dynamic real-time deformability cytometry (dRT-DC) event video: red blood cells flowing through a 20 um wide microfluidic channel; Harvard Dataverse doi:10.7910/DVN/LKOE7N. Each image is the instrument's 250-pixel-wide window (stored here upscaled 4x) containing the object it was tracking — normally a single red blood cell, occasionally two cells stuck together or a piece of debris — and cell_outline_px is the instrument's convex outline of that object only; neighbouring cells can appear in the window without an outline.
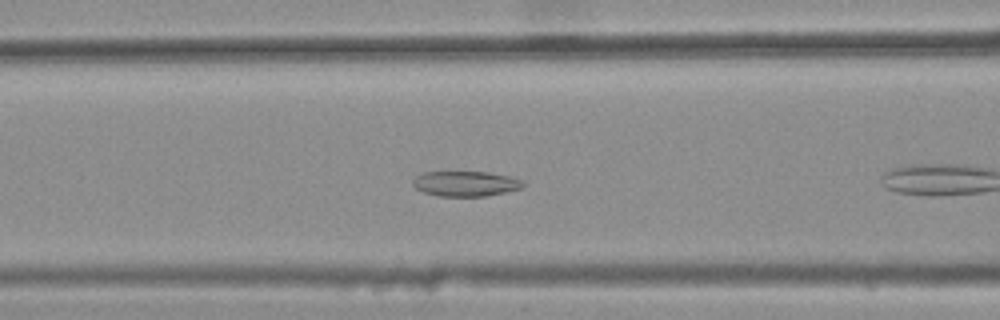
{"species": "common noctule bat (a hibernating species)", "species_latin": "Nyctalus noctula", "temperature_condition": "warm", "stored_images_in_passage": 11, "camera_frame_rate_fps": 3000, "um_per_image_px": 0.085, "animal": {"sex": "female", "body_mass_g": 25.1}, "frame": {"image": 1, "passage_image": 7, "time_ms": 2.0, "image_size_px": [1000, 320], "cell_outline_px": [[528, 184], [524, 188], [488, 196], [440, 196], [424, 192], [416, 188], [412, 184], [412, 180], [416, 176], [424, 172], [488, 172], [508, 176], [524, 180]], "centroid_in_image_um": [39.64, 15.61], "position_along_channel_um": 127.0, "area_um2": 16.36}}
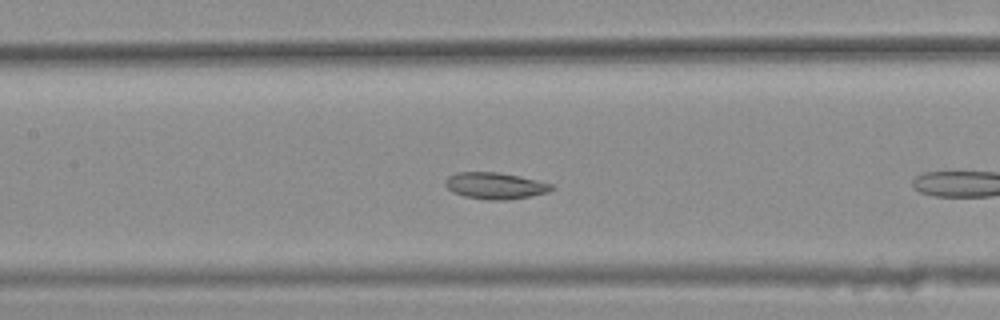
{"frame": {"image": 2, "passage_image": 10, "time_ms": 3.0, "image_size_px": [1000, 320], "cell_outline_px": [[556, 188], [548, 192], [508, 200], [488, 200], [464, 196], [452, 192], [444, 184], [444, 180], [448, 176], [456, 172], [496, 172], [520, 176], [552, 184]], "centroid_in_image_um": [42.06, 15.78], "position_along_channel_um": 165.3, "area_um2": 16.47}}